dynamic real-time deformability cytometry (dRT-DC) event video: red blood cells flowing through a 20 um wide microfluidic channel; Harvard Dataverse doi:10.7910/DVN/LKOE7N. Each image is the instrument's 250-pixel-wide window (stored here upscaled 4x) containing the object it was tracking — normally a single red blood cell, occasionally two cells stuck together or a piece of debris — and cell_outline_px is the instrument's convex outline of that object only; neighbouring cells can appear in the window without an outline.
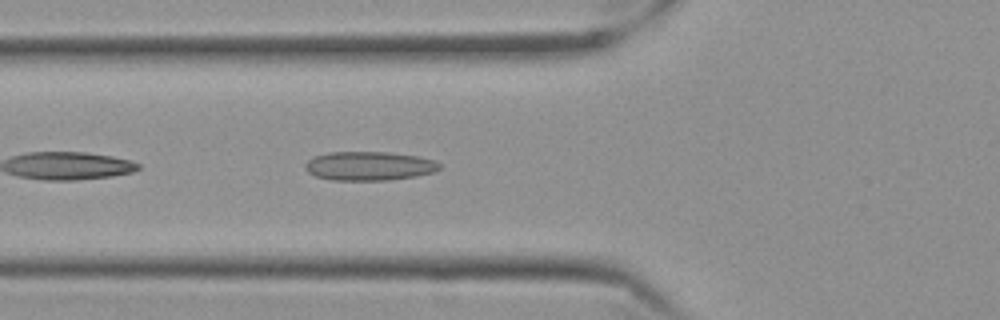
{"species": "Egyptian fruit bat (a non-hibernating species)", "species_latin": "Rousettus aegyptiacus", "temperature_condition": "cold", "stored_images_in_passage": 41, "camera_frame_rate_fps": 3000, "um_per_image_px": 0.085, "frame": {"image": 1, "passage_image": 5, "time_ms": 1.333, "image_size_px": [1000, 320], "cell_outline_px": [[440, 168], [436, 172], [416, 176], [388, 180], [332, 180], [316, 176], [308, 172], [304, 168], [304, 164], [312, 156], [328, 152], [388, 152], [420, 156], [436, 160], [440, 164]], "centroid_in_image_um": [31.39, 14.1], "position_along_channel_um": 94.4, "area_um2": 22.95}}
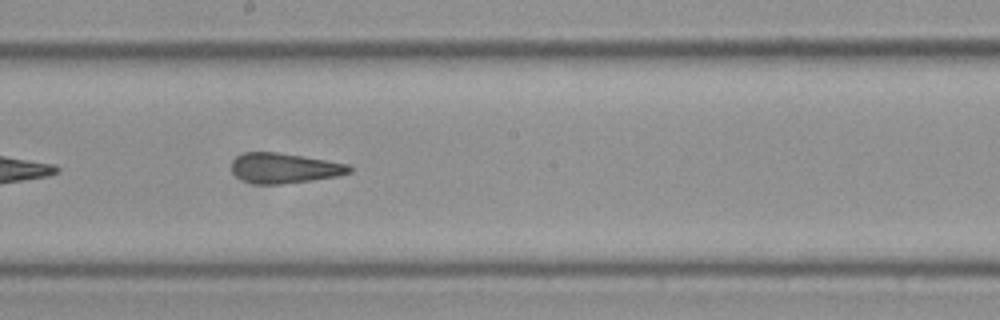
{"frame": {"image": 2, "passage_image": 16, "time_ms": 5.0, "image_size_px": [1000, 320], "cell_outline_px": [[352, 172], [336, 176], [280, 184], [256, 184], [244, 180], [236, 176], [232, 172], [232, 160], [236, 156], [244, 152], [280, 152], [352, 164]], "centroid_in_image_um": [24.18, 14.27], "position_along_channel_um": 224.0, "area_um2": 20.75}}
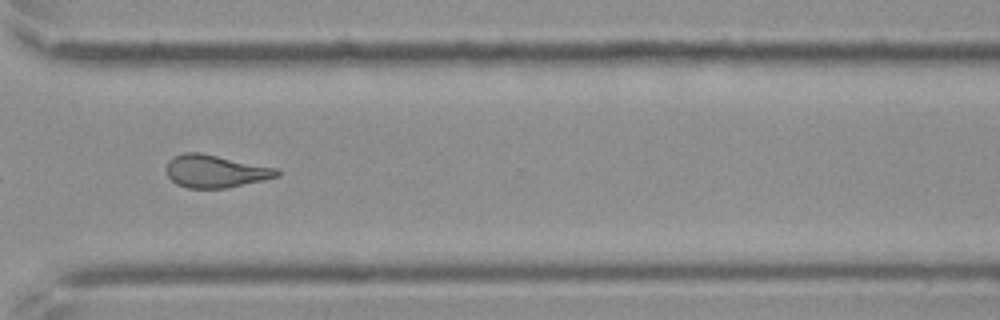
{"frame": {"image": 3, "passage_image": 27, "time_ms": 8.667, "image_size_px": [1000, 320], "cell_outline_px": [[280, 176], [264, 180], [228, 188], [188, 188], [176, 184], [168, 176], [168, 160], [184, 152], [200, 152], [276, 168], [280, 172]], "centroid_in_image_um": [18.33, 14.56], "position_along_channel_um": 352.3, "area_um2": 20.92}, "authors_computed_cell_mechanics": {"area_um2": 20.7502, "velocity_mm_per_s": 3.5103, "shape_relaxation_time_tau1_ms": null, "shape_relaxation_time_tau2_ms": 2.5871, "deformation_change_tau1": null, "deformation_change_tau2": 0.1129}}